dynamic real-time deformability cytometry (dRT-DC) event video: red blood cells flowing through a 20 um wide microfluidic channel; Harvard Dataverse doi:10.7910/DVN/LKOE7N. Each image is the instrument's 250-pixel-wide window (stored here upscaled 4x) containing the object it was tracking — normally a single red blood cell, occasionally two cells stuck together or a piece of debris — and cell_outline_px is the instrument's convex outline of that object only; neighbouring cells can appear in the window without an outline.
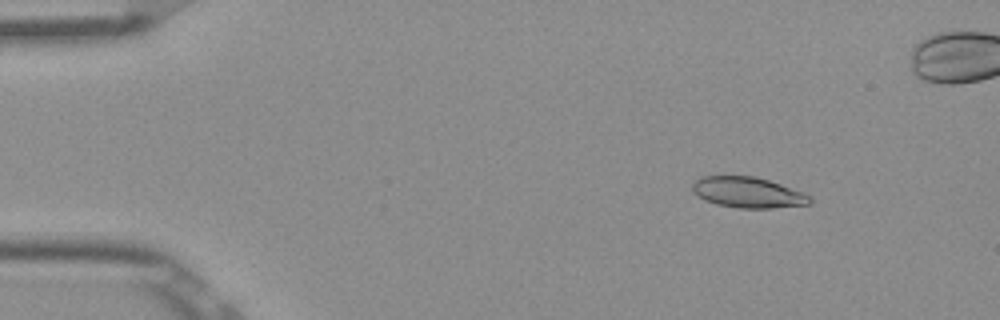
{"species": "Egyptian fruit bat (a non-hibernating species)", "species_latin": "Rousettus aegyptiacus", "temperature_condition": "room temperature", "stored_images_in_passage": 52, "camera_frame_rate_fps": 3000, "um_per_image_px": 0.085, "frame": {"image": 1, "passage_image": 6, "time_ms": 1.667, "image_size_px": [1000, 320], "cell_outline_px": [[812, 204], [772, 208], [736, 208], [716, 204], [704, 200], [692, 192], [692, 184], [700, 176], [752, 176], [768, 180], [804, 192], [812, 196]], "centroid_in_image_um": [63.58, 16.36], "position_along_channel_um": 21.4, "area_um2": 21.21}}
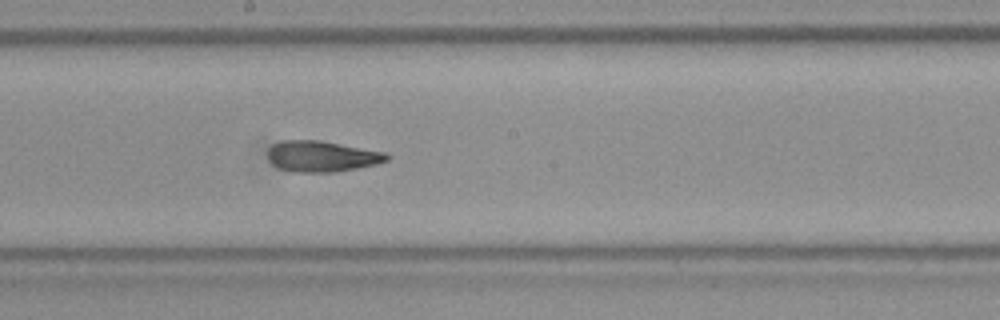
{"frame": {"image": 2, "passage_image": 28, "time_ms": 9.0, "image_size_px": [1000, 320], "cell_outline_px": [[392, 156], [388, 160], [376, 164], [336, 172], [292, 172], [280, 168], [272, 164], [268, 160], [268, 148], [272, 144], [284, 140], [320, 140], [388, 152]], "centroid_in_image_um": [27.38, 13.28], "position_along_channel_um": 220.8, "area_um2": 21.73}}
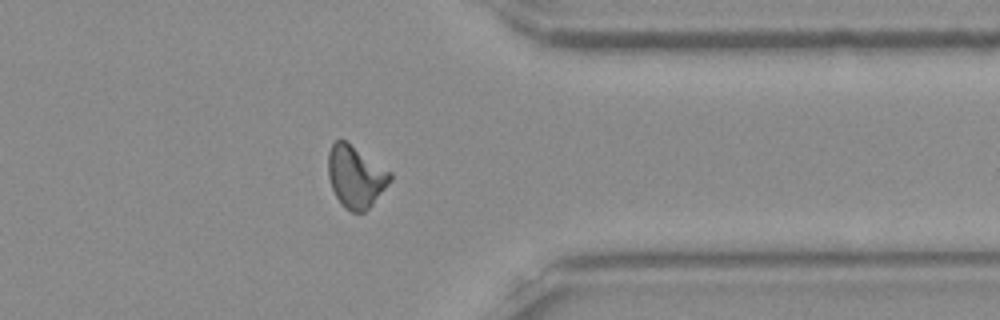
{"frame": {"image": 3, "passage_image": 41, "time_ms": 13.333, "image_size_px": [1000, 320], "cell_outline_px": [[392, 180], [372, 204], [364, 212], [352, 212], [344, 208], [340, 204], [332, 188], [328, 176], [328, 152], [332, 144], [336, 140], [344, 140], [392, 172]], "centroid_in_image_um": [30.23, 15.03], "position_along_channel_um": 381.2, "area_um2": 22.25}, "authors_computed_cell_mechanics": {"area_um2": 21.5883, "velocity_mm_per_s": 3.9003, "shape_relaxation_time_tau1_ms": 10.4726, "shape_relaxation_time_tau2_ms": 2.9269, "deformation_change_tau1": 0.2558, "deformation_change_tau2": 0.1005}}